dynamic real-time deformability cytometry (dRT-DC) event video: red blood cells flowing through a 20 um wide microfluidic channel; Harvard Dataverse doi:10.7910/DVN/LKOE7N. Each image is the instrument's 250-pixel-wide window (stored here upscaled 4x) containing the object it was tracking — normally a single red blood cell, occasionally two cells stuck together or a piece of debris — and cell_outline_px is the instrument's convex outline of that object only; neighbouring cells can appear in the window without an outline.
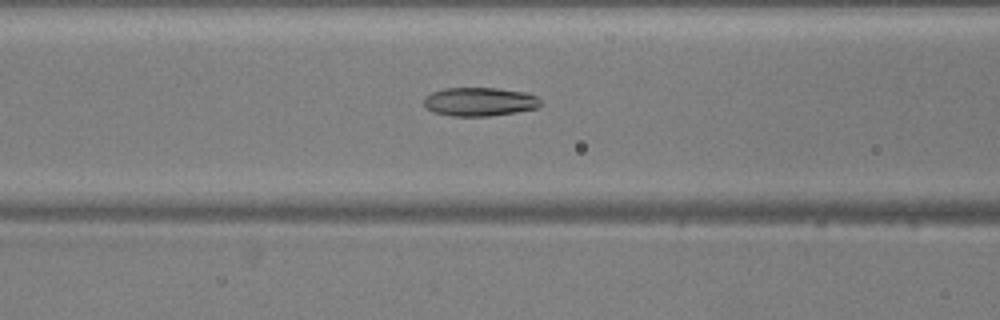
{"species": "common noctule bat (a hibernating species)", "species_latin": "Nyctalus noctula", "temperature_condition": "warm", "stored_images_in_passage": 51, "camera_frame_rate_fps": 3000, "um_per_image_px": 0.085, "animal": {"sex": "male", "body_mass_g": 20.5, "forearm_length_mm": 52.5}, "frame": {"image": 1, "passage_image": 20, "time_ms": 6.333, "image_size_px": [1000, 320], "cell_outline_px": [[544, 104], [536, 108], [516, 112], [488, 116], [452, 116], [432, 112], [424, 104], [424, 96], [432, 92], [444, 88], [500, 88], [528, 92], [536, 96]], "centroid_in_image_um": [40.79, 8.64], "position_along_channel_um": 125.8, "area_um2": 19.71}}
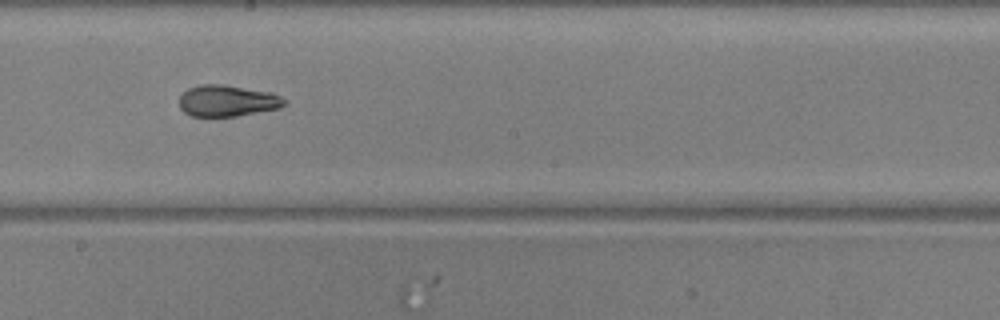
{"frame": {"image": 2, "passage_image": 28, "time_ms": 9.0, "image_size_px": [1000, 320], "cell_outline_px": [[288, 104], [280, 108], [236, 116], [192, 116], [184, 112], [180, 108], [180, 96], [188, 88], [200, 84], [224, 84], [272, 92], [288, 100]], "centroid_in_image_um": [19.37, 8.56], "position_along_channel_um": 228.8, "area_um2": 19.42}}
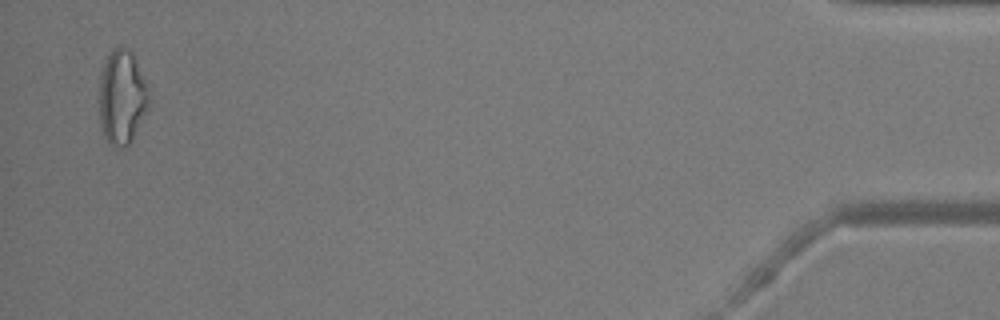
{"frame": {"image": 3, "passage_image": 50, "time_ms": 16.333, "image_size_px": [1000, 320], "cell_outline_px": [[148, 108], [132, 140], [124, 148], [116, 148], [108, 144], [104, 136], [100, 124], [100, 76], [108, 52], [120, 44], [132, 52], [148, 84]], "centroid_in_image_um": [10.37, 8.26], "position_along_channel_um": 424.8, "area_um2": 27.57}, "authors_computed_cell_mechanics": {"area_um2": 20.6346, "velocity_mm_per_s": 3.8643, "shape_relaxation_time_tau1_ms": null, "shape_relaxation_time_tau2_ms": 1.9014, "deformation_change_tau1": null, "deformation_change_tau2": 0.0822}}